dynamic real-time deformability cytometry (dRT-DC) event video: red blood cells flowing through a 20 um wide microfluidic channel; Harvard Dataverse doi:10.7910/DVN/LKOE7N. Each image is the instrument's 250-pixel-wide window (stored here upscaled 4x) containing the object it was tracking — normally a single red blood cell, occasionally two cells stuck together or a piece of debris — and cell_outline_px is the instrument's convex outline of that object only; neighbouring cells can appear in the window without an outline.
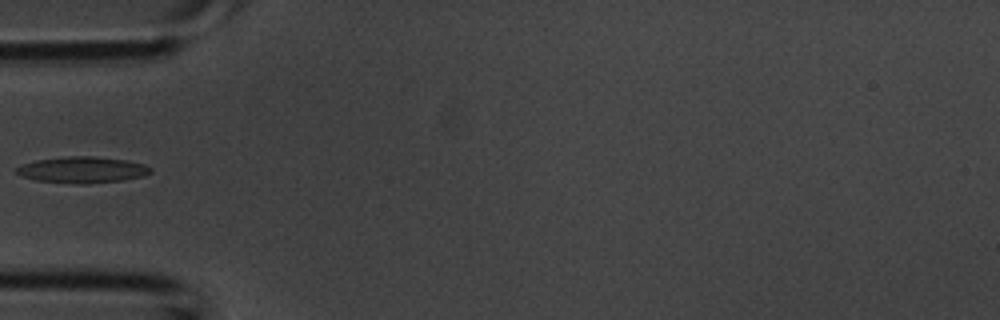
{"species": "common noctule bat (a hibernating species)", "species_latin": "Nyctalus noctula", "temperature_condition": "room temperature", "stored_images_in_passage": 2, "camera_frame_rate_fps": 3000, "um_per_image_px": 0.085, "animal": {"sex": "male", "body_mass_g": 20.1, "forearm_length_mm": 53.5}, "frame": {"image": 1, "passage_image": 2, "time_ms": 0.333, "image_size_px": [1000, 320], "cell_outline_px": [[152, 172], [144, 176], [124, 180], [88, 184], [76, 184], [36, 180], [20, 176], [16, 172], [16, 168], [24, 164], [36, 160], [68, 156], [92, 156], [128, 160], [144, 164], [152, 168]], "centroid_in_image_um": [7.04, 14.44], "position_along_channel_um": 78.0, "area_um2": 20.63}}